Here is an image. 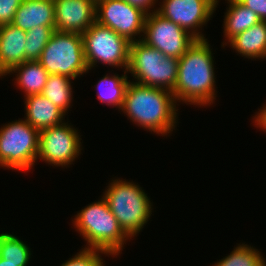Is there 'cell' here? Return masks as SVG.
I'll return each instance as SVG.
<instances>
[{
    "mask_svg": "<svg viewBox=\"0 0 266 266\" xmlns=\"http://www.w3.org/2000/svg\"><path fill=\"white\" fill-rule=\"evenodd\" d=\"M0 266H19V263L6 262V260L0 258Z\"/></svg>",
    "mask_w": 266,
    "mask_h": 266,
    "instance_id": "f546056e",
    "label": "cell"
},
{
    "mask_svg": "<svg viewBox=\"0 0 266 266\" xmlns=\"http://www.w3.org/2000/svg\"><path fill=\"white\" fill-rule=\"evenodd\" d=\"M109 256L106 252L99 249L82 248L74 257L69 258L61 266H105L101 254Z\"/></svg>",
    "mask_w": 266,
    "mask_h": 266,
    "instance_id": "d4e9b609",
    "label": "cell"
},
{
    "mask_svg": "<svg viewBox=\"0 0 266 266\" xmlns=\"http://www.w3.org/2000/svg\"><path fill=\"white\" fill-rule=\"evenodd\" d=\"M72 221L87 242L85 248L99 249L112 257L120 255L126 241L130 240L103 197L81 209Z\"/></svg>",
    "mask_w": 266,
    "mask_h": 266,
    "instance_id": "3957f363",
    "label": "cell"
},
{
    "mask_svg": "<svg viewBox=\"0 0 266 266\" xmlns=\"http://www.w3.org/2000/svg\"><path fill=\"white\" fill-rule=\"evenodd\" d=\"M124 1H126L132 6L140 8L146 14H150L157 11V8L156 9L154 8V6H156L154 4H156L158 0H124ZM150 8L151 9L153 8L154 11L153 9L151 10Z\"/></svg>",
    "mask_w": 266,
    "mask_h": 266,
    "instance_id": "83f0119b",
    "label": "cell"
},
{
    "mask_svg": "<svg viewBox=\"0 0 266 266\" xmlns=\"http://www.w3.org/2000/svg\"><path fill=\"white\" fill-rule=\"evenodd\" d=\"M12 24L24 31L37 26L55 27L53 0H23Z\"/></svg>",
    "mask_w": 266,
    "mask_h": 266,
    "instance_id": "9a60e30c",
    "label": "cell"
},
{
    "mask_svg": "<svg viewBox=\"0 0 266 266\" xmlns=\"http://www.w3.org/2000/svg\"><path fill=\"white\" fill-rule=\"evenodd\" d=\"M111 181L103 198L121 229L132 239L150 220L153 205L140 185L120 178Z\"/></svg>",
    "mask_w": 266,
    "mask_h": 266,
    "instance_id": "277c9868",
    "label": "cell"
},
{
    "mask_svg": "<svg viewBox=\"0 0 266 266\" xmlns=\"http://www.w3.org/2000/svg\"><path fill=\"white\" fill-rule=\"evenodd\" d=\"M169 90L143 86L131 81L121 111L138 127L167 136L175 130L178 107Z\"/></svg>",
    "mask_w": 266,
    "mask_h": 266,
    "instance_id": "7a4b0ae2",
    "label": "cell"
},
{
    "mask_svg": "<svg viewBox=\"0 0 266 266\" xmlns=\"http://www.w3.org/2000/svg\"><path fill=\"white\" fill-rule=\"evenodd\" d=\"M82 37L85 61L89 70L98 62L128 70L131 42L126 38L96 21Z\"/></svg>",
    "mask_w": 266,
    "mask_h": 266,
    "instance_id": "ba28073f",
    "label": "cell"
},
{
    "mask_svg": "<svg viewBox=\"0 0 266 266\" xmlns=\"http://www.w3.org/2000/svg\"><path fill=\"white\" fill-rule=\"evenodd\" d=\"M72 126L68 122H63L41 130L37 159L51 166L69 167L68 165L76 160L83 149L78 129Z\"/></svg>",
    "mask_w": 266,
    "mask_h": 266,
    "instance_id": "9c48e42d",
    "label": "cell"
},
{
    "mask_svg": "<svg viewBox=\"0 0 266 266\" xmlns=\"http://www.w3.org/2000/svg\"><path fill=\"white\" fill-rule=\"evenodd\" d=\"M50 74H60L76 79L86 74L83 37L79 33L55 30L38 60Z\"/></svg>",
    "mask_w": 266,
    "mask_h": 266,
    "instance_id": "52a82bcc",
    "label": "cell"
},
{
    "mask_svg": "<svg viewBox=\"0 0 266 266\" xmlns=\"http://www.w3.org/2000/svg\"><path fill=\"white\" fill-rule=\"evenodd\" d=\"M219 0H163L157 13L186 30L196 39H206L202 26L212 18Z\"/></svg>",
    "mask_w": 266,
    "mask_h": 266,
    "instance_id": "7c38bea8",
    "label": "cell"
},
{
    "mask_svg": "<svg viewBox=\"0 0 266 266\" xmlns=\"http://www.w3.org/2000/svg\"><path fill=\"white\" fill-rule=\"evenodd\" d=\"M26 122L39 132L43 129L62 124L65 114L49 99L41 94L25 97Z\"/></svg>",
    "mask_w": 266,
    "mask_h": 266,
    "instance_id": "2e32d148",
    "label": "cell"
},
{
    "mask_svg": "<svg viewBox=\"0 0 266 266\" xmlns=\"http://www.w3.org/2000/svg\"><path fill=\"white\" fill-rule=\"evenodd\" d=\"M228 1V8L224 18V37L226 42L222 43L224 47L233 37L258 24L261 20L251 9L242 5L238 0Z\"/></svg>",
    "mask_w": 266,
    "mask_h": 266,
    "instance_id": "ac0fdd59",
    "label": "cell"
},
{
    "mask_svg": "<svg viewBox=\"0 0 266 266\" xmlns=\"http://www.w3.org/2000/svg\"><path fill=\"white\" fill-rule=\"evenodd\" d=\"M257 114L254 116V124L257 128H261L266 132V104L261 107Z\"/></svg>",
    "mask_w": 266,
    "mask_h": 266,
    "instance_id": "f1b7e54d",
    "label": "cell"
},
{
    "mask_svg": "<svg viewBox=\"0 0 266 266\" xmlns=\"http://www.w3.org/2000/svg\"><path fill=\"white\" fill-rule=\"evenodd\" d=\"M142 41L164 56L180 59L195 42L186 30L157 12L146 14Z\"/></svg>",
    "mask_w": 266,
    "mask_h": 266,
    "instance_id": "30bf717a",
    "label": "cell"
},
{
    "mask_svg": "<svg viewBox=\"0 0 266 266\" xmlns=\"http://www.w3.org/2000/svg\"><path fill=\"white\" fill-rule=\"evenodd\" d=\"M26 31L13 24L0 26V77L15 66L26 61L24 47H26Z\"/></svg>",
    "mask_w": 266,
    "mask_h": 266,
    "instance_id": "5bb4252c",
    "label": "cell"
},
{
    "mask_svg": "<svg viewBox=\"0 0 266 266\" xmlns=\"http://www.w3.org/2000/svg\"><path fill=\"white\" fill-rule=\"evenodd\" d=\"M242 5L254 11L261 21H266V0H238Z\"/></svg>",
    "mask_w": 266,
    "mask_h": 266,
    "instance_id": "4316f807",
    "label": "cell"
},
{
    "mask_svg": "<svg viewBox=\"0 0 266 266\" xmlns=\"http://www.w3.org/2000/svg\"><path fill=\"white\" fill-rule=\"evenodd\" d=\"M55 29L83 34L96 21L94 0H53Z\"/></svg>",
    "mask_w": 266,
    "mask_h": 266,
    "instance_id": "4fadbf2b",
    "label": "cell"
},
{
    "mask_svg": "<svg viewBox=\"0 0 266 266\" xmlns=\"http://www.w3.org/2000/svg\"><path fill=\"white\" fill-rule=\"evenodd\" d=\"M39 131L24 119L0 128V167L28 171L37 162Z\"/></svg>",
    "mask_w": 266,
    "mask_h": 266,
    "instance_id": "8992f818",
    "label": "cell"
},
{
    "mask_svg": "<svg viewBox=\"0 0 266 266\" xmlns=\"http://www.w3.org/2000/svg\"><path fill=\"white\" fill-rule=\"evenodd\" d=\"M233 50L249 59H266V21H260L251 28L233 37L228 44Z\"/></svg>",
    "mask_w": 266,
    "mask_h": 266,
    "instance_id": "e0dca14e",
    "label": "cell"
},
{
    "mask_svg": "<svg viewBox=\"0 0 266 266\" xmlns=\"http://www.w3.org/2000/svg\"><path fill=\"white\" fill-rule=\"evenodd\" d=\"M30 247L11 233H0V258L6 262L27 266L31 258Z\"/></svg>",
    "mask_w": 266,
    "mask_h": 266,
    "instance_id": "7402d4cb",
    "label": "cell"
},
{
    "mask_svg": "<svg viewBox=\"0 0 266 266\" xmlns=\"http://www.w3.org/2000/svg\"><path fill=\"white\" fill-rule=\"evenodd\" d=\"M127 72L137 84L173 92L178 77V59L164 56L142 40L131 42Z\"/></svg>",
    "mask_w": 266,
    "mask_h": 266,
    "instance_id": "5b68a950",
    "label": "cell"
},
{
    "mask_svg": "<svg viewBox=\"0 0 266 266\" xmlns=\"http://www.w3.org/2000/svg\"><path fill=\"white\" fill-rule=\"evenodd\" d=\"M126 73H128L127 70H124L122 76L116 73L112 76L107 74L97 82L95 89L101 103L115 106L119 111L122 109L125 93L130 83Z\"/></svg>",
    "mask_w": 266,
    "mask_h": 266,
    "instance_id": "ffe728a7",
    "label": "cell"
},
{
    "mask_svg": "<svg viewBox=\"0 0 266 266\" xmlns=\"http://www.w3.org/2000/svg\"><path fill=\"white\" fill-rule=\"evenodd\" d=\"M145 18V12L124 0H99L96 2V22L111 28L129 42L142 40ZM135 36L140 39H136Z\"/></svg>",
    "mask_w": 266,
    "mask_h": 266,
    "instance_id": "8fae6325",
    "label": "cell"
},
{
    "mask_svg": "<svg viewBox=\"0 0 266 266\" xmlns=\"http://www.w3.org/2000/svg\"><path fill=\"white\" fill-rule=\"evenodd\" d=\"M55 27L37 26L26 32V61L39 60L43 49L55 31Z\"/></svg>",
    "mask_w": 266,
    "mask_h": 266,
    "instance_id": "cb8c5ba5",
    "label": "cell"
},
{
    "mask_svg": "<svg viewBox=\"0 0 266 266\" xmlns=\"http://www.w3.org/2000/svg\"><path fill=\"white\" fill-rule=\"evenodd\" d=\"M260 253L251 245L238 244L230 255L219 259L212 266H266V259Z\"/></svg>",
    "mask_w": 266,
    "mask_h": 266,
    "instance_id": "603a6c76",
    "label": "cell"
},
{
    "mask_svg": "<svg viewBox=\"0 0 266 266\" xmlns=\"http://www.w3.org/2000/svg\"><path fill=\"white\" fill-rule=\"evenodd\" d=\"M211 50L207 39H196L178 59V77L172 92L176 102L200 107L213 104L217 91Z\"/></svg>",
    "mask_w": 266,
    "mask_h": 266,
    "instance_id": "6da1fadb",
    "label": "cell"
},
{
    "mask_svg": "<svg viewBox=\"0 0 266 266\" xmlns=\"http://www.w3.org/2000/svg\"><path fill=\"white\" fill-rule=\"evenodd\" d=\"M23 0H0V26L12 24L18 7Z\"/></svg>",
    "mask_w": 266,
    "mask_h": 266,
    "instance_id": "484cf974",
    "label": "cell"
},
{
    "mask_svg": "<svg viewBox=\"0 0 266 266\" xmlns=\"http://www.w3.org/2000/svg\"><path fill=\"white\" fill-rule=\"evenodd\" d=\"M70 77L60 74H50L47 83L43 88L41 95L49 99L57 108L62 110L65 114L70 109L73 91Z\"/></svg>",
    "mask_w": 266,
    "mask_h": 266,
    "instance_id": "44dd1931",
    "label": "cell"
},
{
    "mask_svg": "<svg viewBox=\"0 0 266 266\" xmlns=\"http://www.w3.org/2000/svg\"><path fill=\"white\" fill-rule=\"evenodd\" d=\"M16 74V85L23 90L25 96L41 94L47 83L49 74L38 60L25 61L13 67L6 75Z\"/></svg>",
    "mask_w": 266,
    "mask_h": 266,
    "instance_id": "d6986e66",
    "label": "cell"
}]
</instances>
